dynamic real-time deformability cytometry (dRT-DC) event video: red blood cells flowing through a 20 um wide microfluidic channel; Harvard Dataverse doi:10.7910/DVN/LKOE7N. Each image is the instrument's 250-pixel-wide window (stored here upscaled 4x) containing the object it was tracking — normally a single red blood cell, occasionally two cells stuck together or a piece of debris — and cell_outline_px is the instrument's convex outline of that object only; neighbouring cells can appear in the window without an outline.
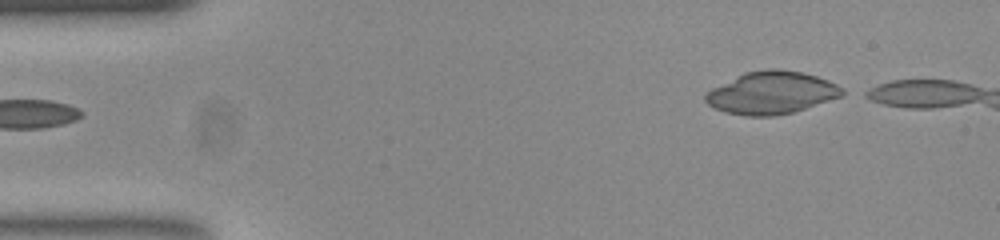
{"species": "common noctule bat (a hibernating species)", "species_latin": "Nyctalus noctula", "temperature_condition": "room temperature", "stored_images_in_passage": 7, "camera_frame_rate_fps": 3000, "um_per_image_px": 0.085, "animal": {"sex": "female", "body_mass_g": 23.0, "forearm_length_mm": 53.4}, "frame": {"image": 1, "passage_image": 1, "time_ms": 0.0, "image_size_px": [1000, 240], "cell_outline_px": [[848, 92], [844, 96], [792, 112], [772, 116], [744, 116], [724, 112], [708, 104], [704, 100], [704, 92], [744, 72], [764, 68], [776, 68], [804, 72], [828, 80], [836, 84]], "centroid_in_image_um": [65.58, 7.87], "position_along_channel_um": 19.4, "area_um2": 34.22}}